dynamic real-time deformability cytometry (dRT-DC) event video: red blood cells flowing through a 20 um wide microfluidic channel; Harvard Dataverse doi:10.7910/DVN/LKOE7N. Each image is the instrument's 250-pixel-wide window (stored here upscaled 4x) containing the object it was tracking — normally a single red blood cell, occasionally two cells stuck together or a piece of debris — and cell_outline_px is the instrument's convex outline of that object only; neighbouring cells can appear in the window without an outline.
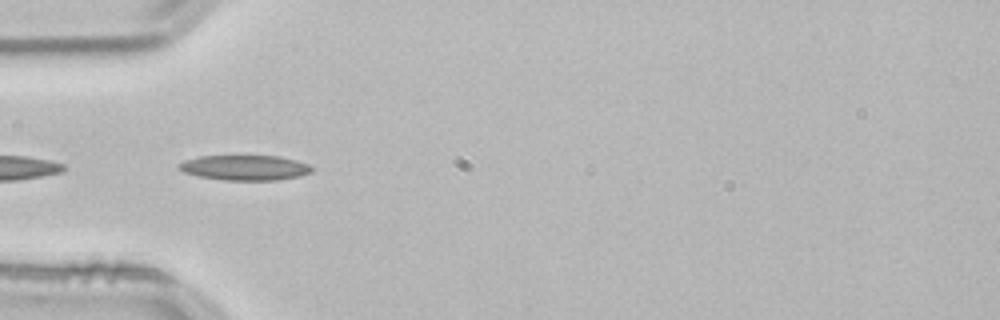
{"species": "common noctule bat (a hibernating species)", "species_latin": "Nyctalus noctula", "temperature_condition": "room temperature", "stored_images_in_passage": 17, "camera_frame_rate_fps": 3000, "um_per_image_px": 0.085, "animal": {"sex": "male", "body_mass_g": 21.5, "forearm_length_mm": 52.0}, "frame": {"image": 1, "passage_image": 13, "time_ms": 4.0, "image_size_px": [1000, 320], "cell_outline_px": [[312, 172], [300, 176], [276, 180], [224, 180], [196, 176], [184, 172], [176, 168], [176, 164], [184, 160], [200, 156], [280, 156], [296, 160], [308, 164], [312, 168]], "centroid_in_image_um": [20.77, 14.25], "position_along_channel_um": 64.2, "area_um2": 19.59}}